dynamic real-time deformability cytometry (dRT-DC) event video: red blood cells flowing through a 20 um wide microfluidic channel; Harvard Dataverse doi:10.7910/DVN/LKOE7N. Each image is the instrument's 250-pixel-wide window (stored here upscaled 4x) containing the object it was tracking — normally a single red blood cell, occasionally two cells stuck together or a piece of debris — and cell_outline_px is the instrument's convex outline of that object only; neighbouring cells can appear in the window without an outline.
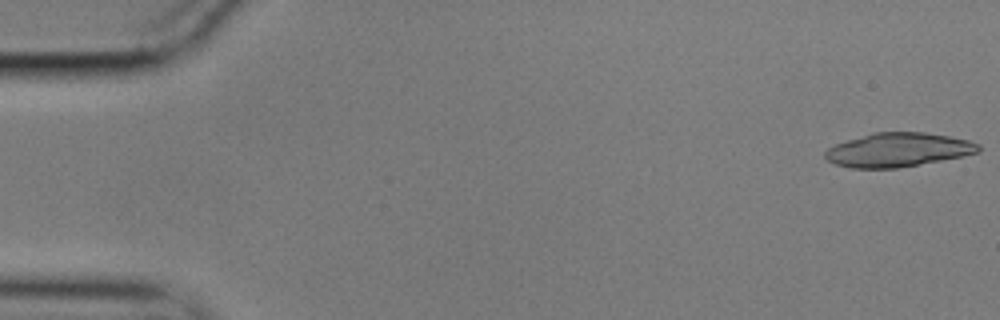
{"species": "common noctule bat (a hibernating species)", "species_latin": "Nyctalus noctula", "temperature_condition": "cold", "stored_images_in_passage": 42, "camera_frame_rate_fps": 3000, "um_per_image_px": 0.085, "animal": {"sex": "male", "body_mass_g": 17.9}, "frame": {"image": 1, "passage_image": 1, "time_ms": 0.0, "image_size_px": [1000, 320], "cell_outline_px": [[980, 152], [940, 160], [896, 168], [848, 168], [836, 164], [828, 160], [824, 156], [824, 152], [828, 148], [836, 144], [848, 140], [876, 132], [924, 132], [948, 136], [968, 140], [980, 144]], "centroid_in_image_um": [76.32, 12.74], "position_along_channel_um": 8.7, "area_um2": 29.94}}
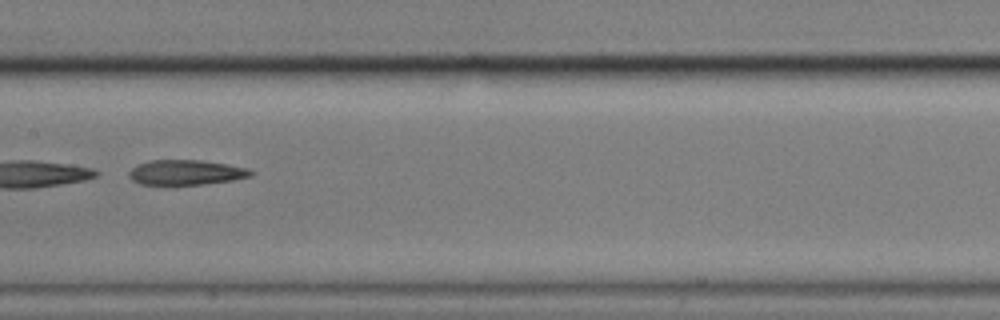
{"frame": {"image": 2, "passage_image": 28, "time_ms": 9.0, "image_size_px": [1000, 320], "cell_outline_px": [[256, 172], [252, 176], [232, 180], [176, 188], [140, 184], [132, 180], [128, 176], [128, 172], [136, 164], [148, 160], [200, 160], [228, 164], [248, 168]], "centroid_in_image_um": [15.76, 14.7], "position_along_channel_um": 191.6, "area_um2": 18.79}}